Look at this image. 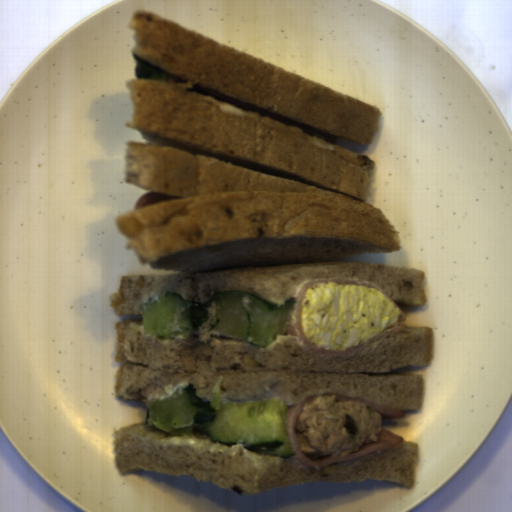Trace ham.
Returning <instances> with one entry per match:
<instances>
[{
    "instance_id": "obj_1",
    "label": "ham",
    "mask_w": 512,
    "mask_h": 512,
    "mask_svg": "<svg viewBox=\"0 0 512 512\" xmlns=\"http://www.w3.org/2000/svg\"><path fill=\"white\" fill-rule=\"evenodd\" d=\"M319 396H335V400L339 401H359L366 404L382 415L383 419H402L405 416V412L398 411L389 407H385L361 397H351L335 392H327L322 394H316L311 397L305 398L296 405L288 407L286 413L285 430L289 439V443L292 449L293 457L299 463L307 466L311 469H319L325 466H329L338 462L353 459L356 457L364 456L376 452L378 450H392L401 445L404 441L403 437L395 434L394 432L383 428L378 433L376 442H370L364 444L359 448L358 451L347 454V455H334V456H322L317 457L316 460L311 459L305 455L302 451L301 445L298 440L296 427L299 421L300 415L306 403H311L316 397Z\"/></svg>"
},
{
    "instance_id": "obj_2",
    "label": "ham",
    "mask_w": 512,
    "mask_h": 512,
    "mask_svg": "<svg viewBox=\"0 0 512 512\" xmlns=\"http://www.w3.org/2000/svg\"><path fill=\"white\" fill-rule=\"evenodd\" d=\"M325 283H337V284H353V285H360V286H366L369 288H372L374 290H377L382 295L387 297L389 300H391L397 309L400 318L399 321H406V314L403 312L401 307L393 300V298L386 293L384 290H382L379 286H377L372 281H367L363 279H347V278H317V279H303L300 283H298L295 286L293 298L295 299V304L289 314L286 329L284 335L293 336L301 345H303L305 348H307L310 352L313 354L321 355L324 357H337V356H345V355H353L363 349H366L384 339L387 337L400 332L402 330H405L407 324L399 323L396 325H393L387 329L382 330L380 333H378L374 338H372L370 341L363 343L358 346H354L352 348H349L347 350H341V351H330L325 349H320L311 342L308 341L301 323L300 318V312H301V305L302 300L308 291V289L316 284H325Z\"/></svg>"
}]
</instances>
